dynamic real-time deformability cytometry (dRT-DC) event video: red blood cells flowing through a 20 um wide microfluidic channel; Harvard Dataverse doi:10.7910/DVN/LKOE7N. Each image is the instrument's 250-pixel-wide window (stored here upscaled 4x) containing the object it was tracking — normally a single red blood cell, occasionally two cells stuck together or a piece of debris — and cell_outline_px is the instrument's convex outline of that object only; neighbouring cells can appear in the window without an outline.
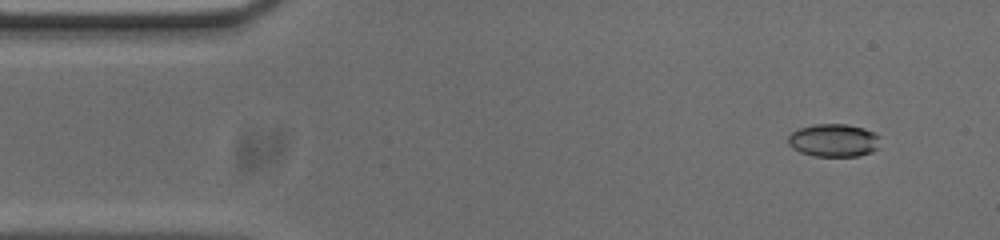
{"species": "common noctule bat (a hibernating species)", "species_latin": "Nyctalus noctula", "temperature_condition": "cold", "stored_images_in_passage": 53, "camera_frame_rate_fps": 3000, "um_per_image_px": 0.085, "animal": {"sex": "male", "body_mass_g": 20.0, "forearm_length_mm": 53.3}, "frame": {"image": 1, "passage_image": 4, "time_ms": 1.0, "image_size_px": [1000, 240], "cell_outline_px": [[880, 148], [872, 152], [860, 156], [812, 156], [800, 152], [792, 148], [788, 144], [788, 136], [792, 132], [800, 128], [816, 124], [848, 124], [864, 128], [880, 136]], "centroid_in_image_um": [70.9, 11.94], "position_along_channel_um": 14.1, "area_um2": 17.92}}
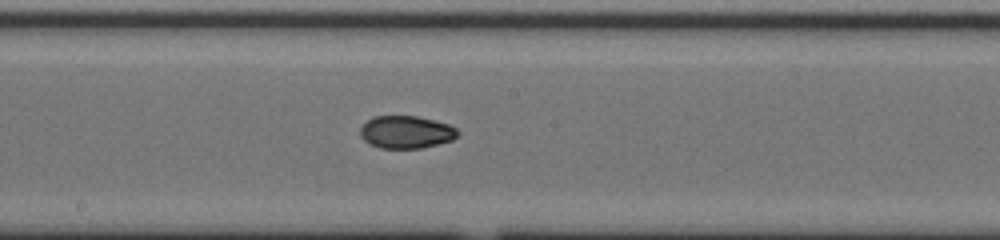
{"frame": {"image": 2, "passage_image": 27, "time_ms": 8.667, "image_size_px": [1000, 240], "cell_outline_px": [[460, 132], [452, 140], [420, 148], [380, 148], [368, 144], [360, 136], [360, 128], [372, 116], [416, 116], [448, 124], [456, 128]], "centroid_in_image_um": [34.49, 11.23], "position_along_channel_um": 213.7, "area_um2": 18.44}}
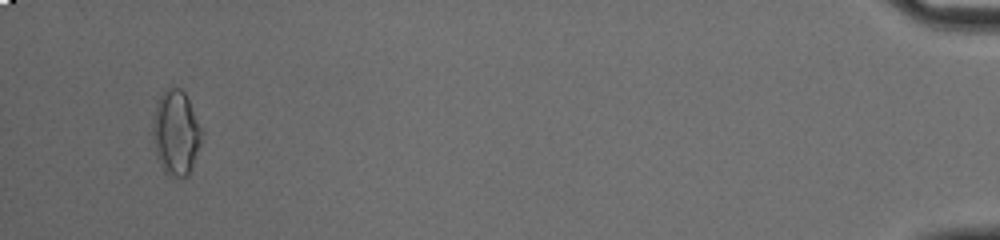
{"frame": {"image": 3, "passage_image": 51, "time_ms": 16.667, "image_size_px": [1000, 240], "cell_outline_px": [[200, 144], [188, 176], [168, 176], [164, 172], [160, 164], [152, 140], [152, 120], [156, 104], [164, 88], [180, 88], [184, 92], [188, 100], [200, 128]], "centroid_in_image_um": [14.9, 11.28], "position_along_channel_um": 420.3, "area_um2": 23.76}, "authors_computed_cell_mechanics": {"area_um2": 18.6694, "velocity_mm_per_s": 3.7214, "shape_relaxation_time_tau1_ms": null, "shape_relaxation_time_tau2_ms": 2.355, "deformation_change_tau1": null, "deformation_change_tau2": 0.0468}}